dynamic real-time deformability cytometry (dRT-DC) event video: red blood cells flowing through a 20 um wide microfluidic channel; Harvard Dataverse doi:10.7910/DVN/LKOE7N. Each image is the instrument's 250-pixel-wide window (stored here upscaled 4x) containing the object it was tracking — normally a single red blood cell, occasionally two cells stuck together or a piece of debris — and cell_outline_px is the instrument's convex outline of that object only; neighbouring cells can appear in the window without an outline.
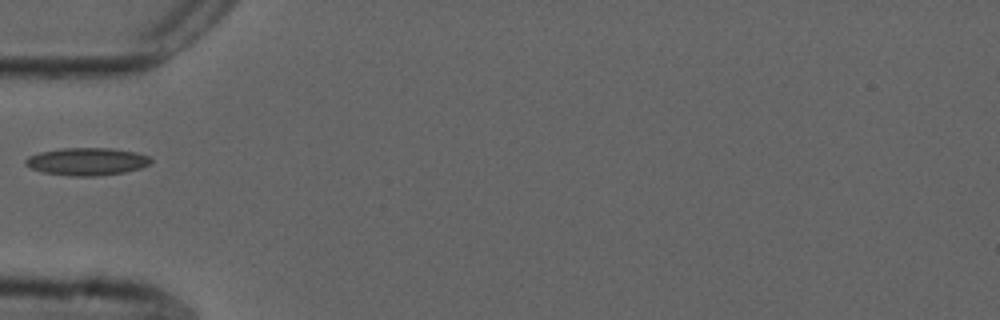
{"species": "common noctule bat (a hibernating species)", "species_latin": "Nyctalus noctula", "temperature_condition": "cold", "stored_images_in_passage": 17, "camera_frame_rate_fps": 3000, "um_per_image_px": 0.085, "animal": {"sex": "male", "forearm_length_mm": 52.5}, "frame": {"image": 1, "passage_image": 1, "time_ms": 0.0, "image_size_px": [1000, 320], "cell_outline_px": [[152, 160], [148, 164], [140, 168], [124, 172], [96, 176], [68, 176], [44, 172], [32, 168], [24, 164], [24, 160], [28, 156], [40, 152], [64, 148], [112, 148], [136, 152], [148, 156]], "centroid_in_image_um": [7.37, 13.73], "position_along_channel_um": 77.6, "area_um2": 20.06}}
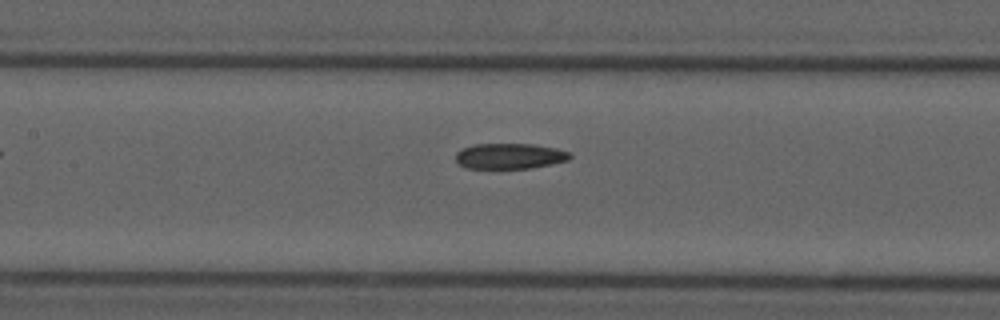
{"frame": {"image": 2, "passage_image": 8, "time_ms": 2.333, "image_size_px": [1000, 320], "cell_outline_px": [[572, 156], [568, 160], [532, 168], [468, 168], [460, 164], [456, 160], [456, 152], [464, 148], [476, 144], [532, 144], [556, 148], [568, 152]], "centroid_in_image_um": [43.33, 13.26], "position_along_channel_um": 164.1, "area_um2": 16.82}}
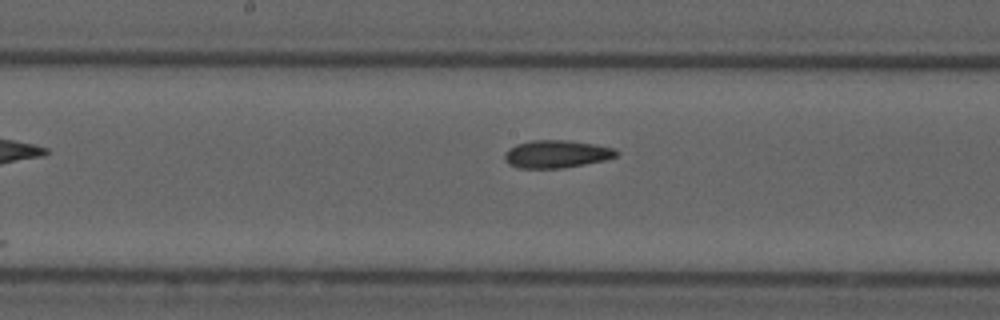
{"frame": {"image": 3, "passage_image": 11, "time_ms": 3.333, "image_size_px": [1000, 320], "cell_outline_px": [[620, 152], [616, 156], [604, 160], [564, 168], [516, 168], [508, 164], [504, 160], [504, 152], [508, 148], [516, 144], [532, 140], [568, 140], [616, 148]], "centroid_in_image_um": [47.27, 13.09], "position_along_channel_um": 200.9, "area_um2": 18.21}}